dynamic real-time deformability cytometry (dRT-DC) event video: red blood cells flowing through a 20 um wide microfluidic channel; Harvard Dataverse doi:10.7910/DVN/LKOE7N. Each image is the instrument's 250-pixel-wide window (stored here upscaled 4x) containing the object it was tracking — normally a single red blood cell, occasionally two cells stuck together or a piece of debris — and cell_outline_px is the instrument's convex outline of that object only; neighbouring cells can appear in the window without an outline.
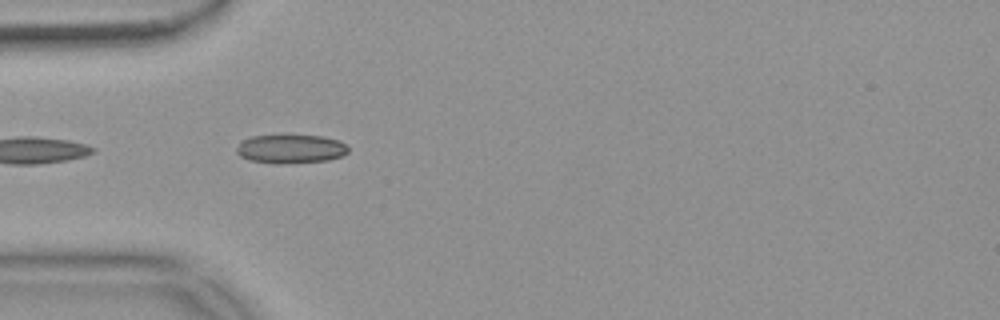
{"species": "common noctule bat (a hibernating species)", "species_latin": "Nyctalus noctula", "temperature_condition": "warm", "stored_images_in_passage": 8, "camera_frame_rate_fps": 3000, "um_per_image_px": 0.085, "animal": {"sex": "female", "body_mass_g": 18.4}, "frame": {"image": 1, "passage_image": 2, "time_ms": 0.333, "image_size_px": [1000, 320], "cell_outline_px": [[348, 152], [340, 156], [328, 160], [284, 164], [272, 164], [248, 160], [240, 156], [236, 152], [236, 148], [240, 140], [252, 136], [320, 136], [336, 140], [344, 144], [348, 148]], "centroid_in_image_um": [24.63, 12.68], "position_along_channel_um": 60.4, "area_um2": 18.67}}